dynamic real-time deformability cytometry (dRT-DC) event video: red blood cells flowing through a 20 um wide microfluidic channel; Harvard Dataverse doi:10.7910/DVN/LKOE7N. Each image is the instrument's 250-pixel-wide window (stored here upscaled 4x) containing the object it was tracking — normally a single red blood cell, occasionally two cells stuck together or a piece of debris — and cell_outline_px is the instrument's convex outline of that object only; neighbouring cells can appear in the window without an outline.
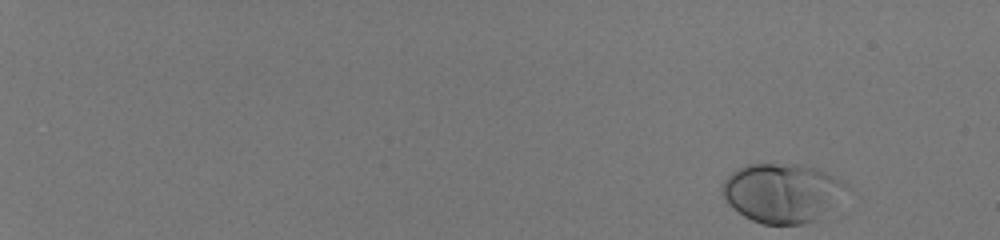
{"species": "human", "species_latin": "Homo sapiens", "temperature_condition": "room temperature", "stored_images_in_passage": 51, "camera_frame_rate_fps": 3000, "um_per_image_px": 0.085, "donor": {"sex": "male"}, "frame": {"image": 1, "passage_image": 1, "time_ms": 0.0, "image_size_px": [1000, 240], "cell_outline_px": [[852, 188], [816, 220], [800, 224], [760, 224], [744, 216], [732, 208], [728, 204], [724, 196], [724, 180], [732, 172], [748, 164], [800, 164], [816, 168], [828, 172], [844, 180]], "centroid_in_image_um": [66.54, 16.38], "position_along_channel_um": 18.5, "area_um2": 42.89}}
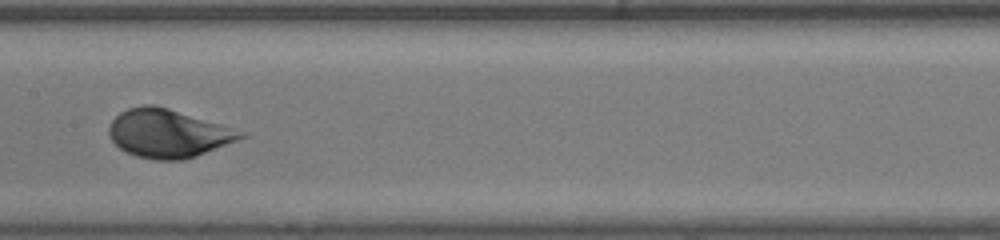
{"frame": {"image": 2, "passage_image": 30, "time_ms": 9.667, "image_size_px": [1000, 240], "cell_outline_px": [[248, 136], [196, 156], [184, 160], [156, 160], [136, 156], [120, 148], [108, 136], [108, 128], [112, 120], [120, 112], [128, 108], [144, 104], [152, 104], [168, 108], [248, 132]], "centroid_in_image_um": [14.3, 11.33], "position_along_channel_um": 193.1, "area_um2": 37.11}}
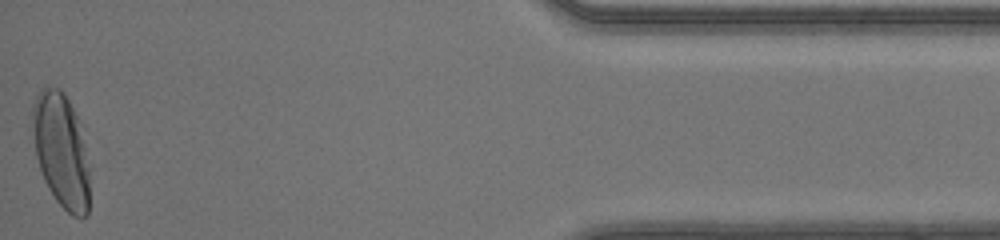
{"frame": {"image": 3, "passage_image": 51, "time_ms": 16.667, "image_size_px": [1000, 240], "cell_outline_px": [[88, 212], [84, 216], [72, 216], [56, 200], [48, 188], [44, 180], [36, 156], [32, 120], [32, 104], [40, 88], [48, 84], [60, 88], [64, 92], [76, 116], [84, 144], [88, 168]], "centroid_in_image_um": [5.16, 12.73], "position_along_channel_um": 430.0, "area_um2": 37.57}, "authors_computed_cell_mechanics": {"area_um2": 37.4544, "velocity_mm_per_s": 4.1365, "shape_relaxation_time_tau1_ms": 2.367, "shape_relaxation_time_tau2_ms": null, "deformation_change_tau1": 0.1673, "deformation_change_tau2": null}}